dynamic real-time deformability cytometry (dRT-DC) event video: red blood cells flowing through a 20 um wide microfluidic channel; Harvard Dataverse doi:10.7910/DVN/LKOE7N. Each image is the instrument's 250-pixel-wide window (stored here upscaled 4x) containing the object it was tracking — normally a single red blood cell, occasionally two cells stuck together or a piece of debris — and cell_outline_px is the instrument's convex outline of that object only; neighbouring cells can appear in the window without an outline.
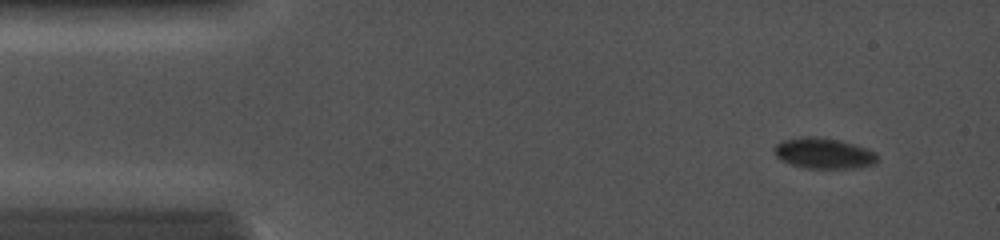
{"species": "common noctule bat (a hibernating species)", "species_latin": "Nyctalus noctula", "temperature_condition": "cold", "stored_images_in_passage": 52, "camera_frame_rate_fps": 5000, "um_per_image_px": 0.085, "animal": {"sex": "female", "body_mass_g": 19.0, "forearm_length_mm": 56.7}, "frame": {"image": 1, "passage_image": 6, "time_ms": 1.0, "image_size_px": [1000, 240], "cell_outline_px": [[880, 160], [876, 164], [852, 168], [804, 168], [780, 160], [776, 156], [776, 144], [784, 140], [804, 136], [812, 136], [840, 140], [876, 152]], "centroid_in_image_um": [70.05, 13.04], "position_along_channel_um": 14.9, "area_um2": 18.32}}
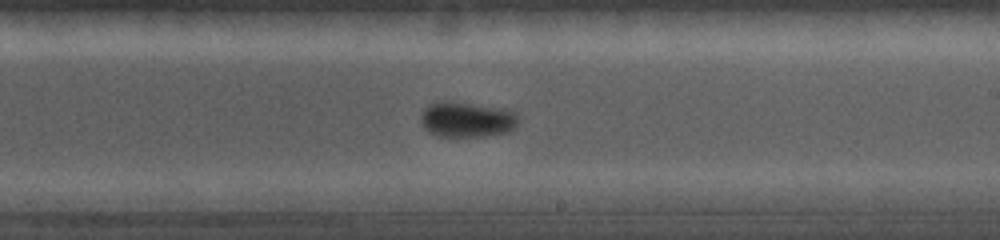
{"frame": {"image": 2, "passage_image": 34, "time_ms": 8.4, "image_size_px": [1000, 240], "cell_outline_px": [[516, 128], [508, 132], [484, 136], [436, 136], [428, 132], [424, 128], [420, 120], [420, 116], [424, 108], [428, 104], [444, 100], [448, 100], [500, 108], [516, 112]], "centroid_in_image_um": [39.63, 10.15], "position_along_channel_um": 249.4, "area_um2": 20.23}}
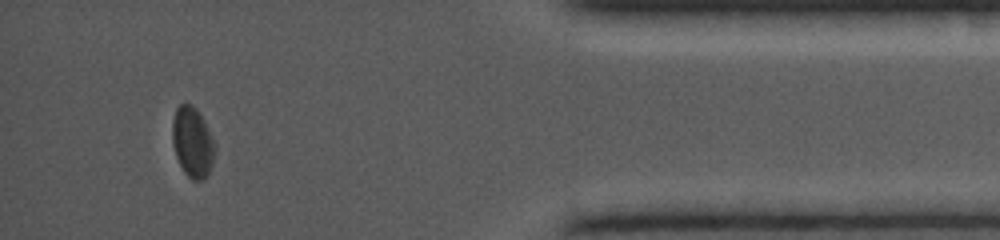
{"frame": {"image": 3, "passage_image": 48, "time_ms": 13.0, "image_size_px": [1000, 240], "cell_outline_px": [[216, 148], [212, 164], [208, 176], [204, 180], [192, 180], [184, 172], [176, 156], [172, 140], [172, 120], [176, 108], [184, 100], [192, 104], [196, 108], [216, 144]], "centroid_in_image_um": [16.36, 12.07], "position_along_channel_um": 418.8, "area_um2": 17.63}}